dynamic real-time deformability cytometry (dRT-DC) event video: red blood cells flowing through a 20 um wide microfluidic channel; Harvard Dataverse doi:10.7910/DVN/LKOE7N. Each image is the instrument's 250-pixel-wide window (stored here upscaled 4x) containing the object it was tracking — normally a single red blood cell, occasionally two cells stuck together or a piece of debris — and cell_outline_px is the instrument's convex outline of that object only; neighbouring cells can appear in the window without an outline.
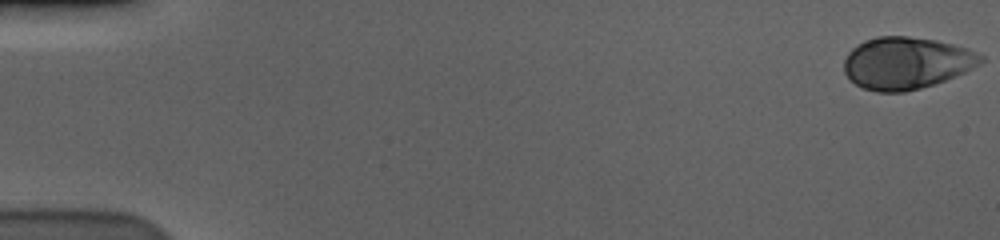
{"species": "human", "species_latin": "Homo sapiens", "temperature_condition": "cold", "stored_images_in_passage": 58, "camera_frame_rate_fps": 3000, "um_per_image_px": 0.085, "donor": {"sex": "male"}, "frame": {"image": 1, "passage_image": 1, "time_ms": 0.0, "image_size_px": [1000, 240], "cell_outline_px": [[984, 60], [980, 64], [956, 76], [920, 88], [904, 92], [876, 92], [864, 88], [856, 84], [844, 72], [844, 60], [848, 52], [856, 44], [864, 40], [876, 36], [908, 36], [936, 40], [968, 48], [984, 56]], "centroid_in_image_um": [77.03, 5.34], "position_along_channel_um": 8.0, "area_um2": 41.5}}
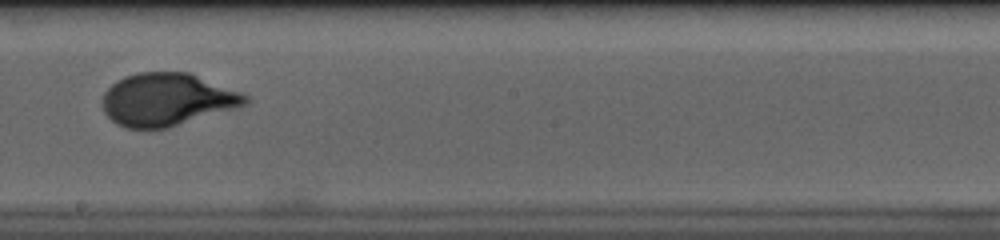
{"frame": {"image": 2, "passage_image": 34, "time_ms": 11.0, "image_size_px": [1000, 240], "cell_outline_px": [[252, 100], [248, 104], [168, 128], [124, 128], [116, 124], [104, 112], [104, 92], [112, 84], [124, 76], [140, 72], [188, 72], [240, 92], [248, 96]], "centroid_in_image_um": [14.2, 8.46], "position_along_channel_um": 234.0, "area_um2": 43.58}}
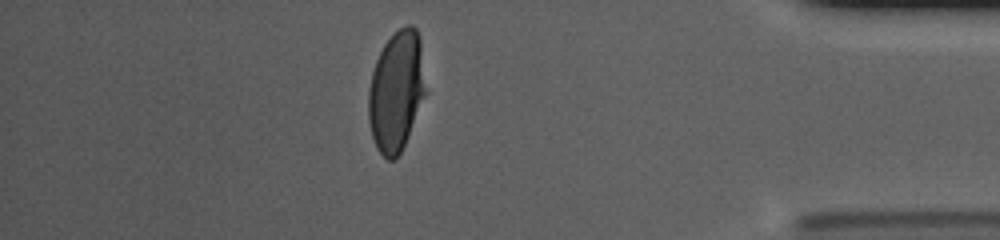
{"frame": {"image": 3, "passage_image": 51, "time_ms": 16.667, "image_size_px": [1000, 240], "cell_outline_px": [[428, 92], [404, 144], [400, 152], [392, 160], [388, 160], [376, 148], [372, 136], [368, 120], [368, 92], [372, 72], [376, 60], [384, 44], [404, 24], [412, 24], [416, 28], [420, 36]], "centroid_in_image_um": [33.72, 7.71], "position_along_channel_um": 401.5, "area_um2": 40.58}, "authors_computed_cell_mechanics": {"area_um2": 41.7316, "velocity_mm_per_s": 3.5719, "shape_relaxation_time_tau1_ms": 4.5374, "shape_relaxation_time_tau2_ms": null, "deformation_change_tau1": 0.1992, "deformation_change_tau2": null}}